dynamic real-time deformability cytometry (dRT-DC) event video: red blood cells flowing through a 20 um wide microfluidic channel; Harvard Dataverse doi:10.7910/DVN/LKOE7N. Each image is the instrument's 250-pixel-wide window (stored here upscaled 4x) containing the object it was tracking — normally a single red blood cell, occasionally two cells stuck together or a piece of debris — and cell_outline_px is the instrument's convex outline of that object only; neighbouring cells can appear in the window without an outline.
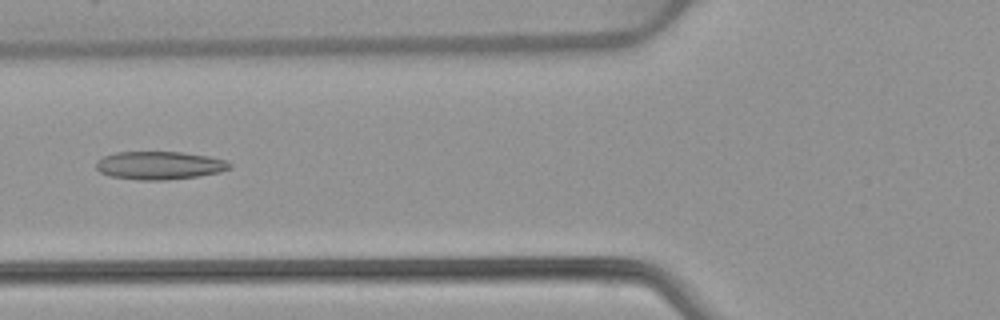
{"species": "common noctule bat (a hibernating species)", "species_latin": "Nyctalus noctula", "temperature_condition": "warm", "stored_images_in_passage": 52, "camera_frame_rate_fps": 3000, "um_per_image_px": 0.085, "animal": {"sex": "female", "body_mass_g": 22.7, "forearm_length_mm": 54.2}, "frame": {"image": 1, "passage_image": 20, "time_ms": 6.333, "image_size_px": [1000, 320], "cell_outline_px": [[232, 168], [220, 172], [200, 176], [164, 180], [140, 180], [108, 176], [100, 172], [96, 168], [96, 160], [104, 156], [116, 152], [184, 152], [208, 156], [228, 160], [232, 164]], "centroid_in_image_um": [13.58, 14.06], "position_along_channel_um": 112.2, "area_um2": 22.14}}
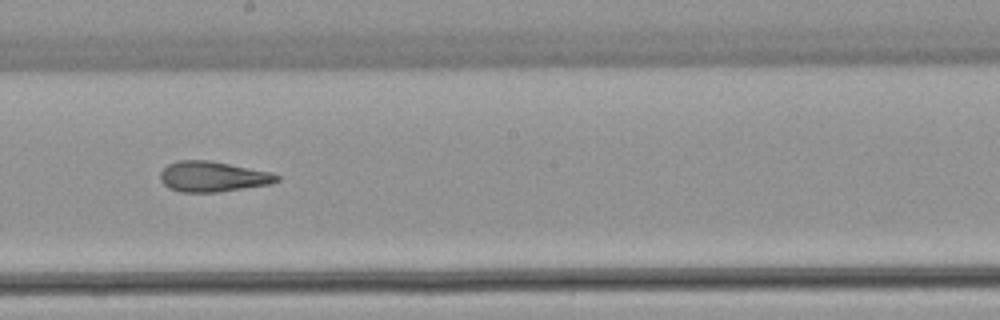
{"frame": {"image": 2, "passage_image": 29, "time_ms": 9.333, "image_size_px": [1000, 320], "cell_outline_px": [[280, 180], [272, 184], [216, 192], [180, 192], [168, 188], [160, 180], [160, 172], [168, 164], [180, 160], [208, 160], [272, 172], [280, 176]], "centroid_in_image_um": [18.09, 15.01], "position_along_channel_um": 230.1, "area_um2": 20.69}}
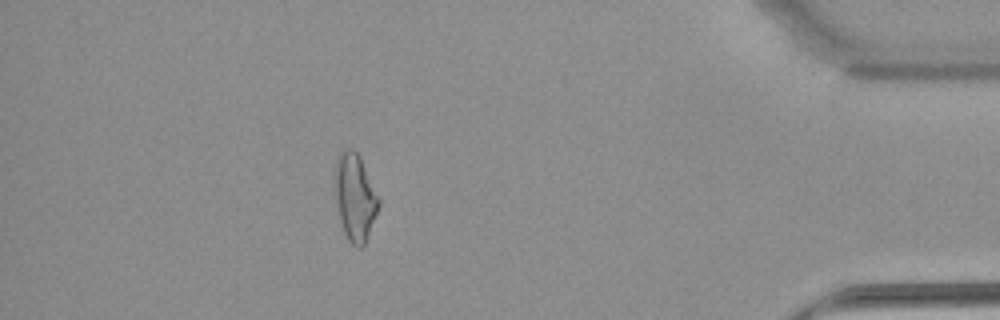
{"frame": {"image": 3, "passage_image": 46, "time_ms": 15.0, "image_size_px": [1000, 320], "cell_outline_px": [[380, 204], [364, 244], [360, 248], [356, 248], [348, 240], [344, 232], [340, 220], [336, 204], [336, 160], [340, 152], [344, 148], [352, 148], [360, 156], [380, 196]], "centroid_in_image_um": [30.2, 16.74], "position_along_channel_um": 405.0, "area_um2": 22.14}, "authors_computed_cell_mechanics": {"area_um2": 22.1374, "velocity_mm_per_s": 3.9361, "shape_relaxation_time_tau1_ms": null, "shape_relaxation_time_tau2_ms": 3.1189, "deformation_change_tau1": null, "deformation_change_tau2": 0.1425}}